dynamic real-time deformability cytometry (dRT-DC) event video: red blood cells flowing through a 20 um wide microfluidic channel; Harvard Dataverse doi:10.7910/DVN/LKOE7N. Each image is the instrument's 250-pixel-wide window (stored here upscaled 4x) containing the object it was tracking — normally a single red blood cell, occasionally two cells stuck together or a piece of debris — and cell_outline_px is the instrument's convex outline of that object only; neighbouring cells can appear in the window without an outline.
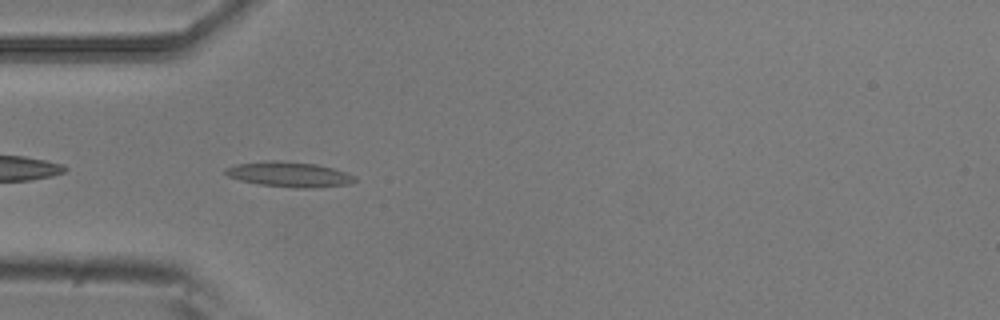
{"species": "common noctule bat (a hibernating species)", "species_latin": "Nyctalus noctula", "temperature_condition": "room temperature", "stored_images_in_passage": 6, "camera_frame_rate_fps": 3000, "um_per_image_px": 0.085, "animal": {"sex": "male", "body_mass_g": 20.5, "forearm_length_mm": 52.5}, "frame": {"image": 1, "passage_image": 5, "time_ms": 1.333, "image_size_px": [1000, 320], "cell_outline_px": [[356, 180], [352, 184], [316, 188], [292, 188], [260, 184], [240, 180], [228, 176], [224, 172], [224, 168], [236, 164], [272, 160], [276, 160], [316, 164], [332, 168], [356, 176]], "centroid_in_image_um": [24.6, 14.83], "position_along_channel_um": 60.4, "area_um2": 19.02}}
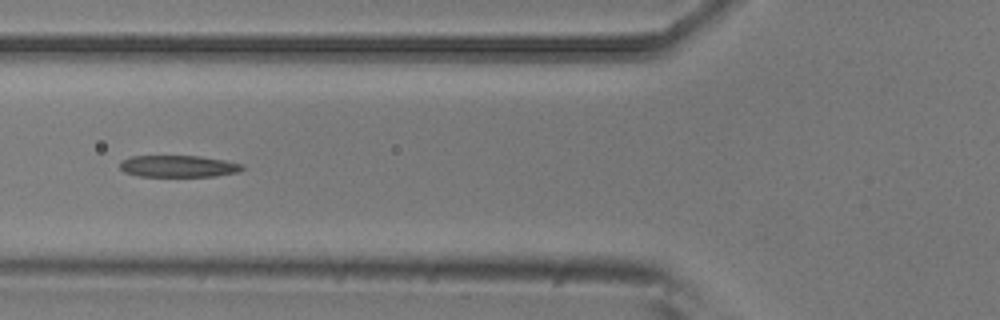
{"frame": {"image": 2, "passage_image": 6, "time_ms": 1.667, "image_size_px": [1000, 320], "cell_outline_px": [[244, 168], [240, 172], [216, 176], [140, 176], [124, 172], [120, 168], [120, 160], [132, 156], [200, 156], [224, 160], [244, 164]], "centroid_in_image_um": [15.18, 14.13], "position_along_channel_um": 110.6, "area_um2": 15.61}}